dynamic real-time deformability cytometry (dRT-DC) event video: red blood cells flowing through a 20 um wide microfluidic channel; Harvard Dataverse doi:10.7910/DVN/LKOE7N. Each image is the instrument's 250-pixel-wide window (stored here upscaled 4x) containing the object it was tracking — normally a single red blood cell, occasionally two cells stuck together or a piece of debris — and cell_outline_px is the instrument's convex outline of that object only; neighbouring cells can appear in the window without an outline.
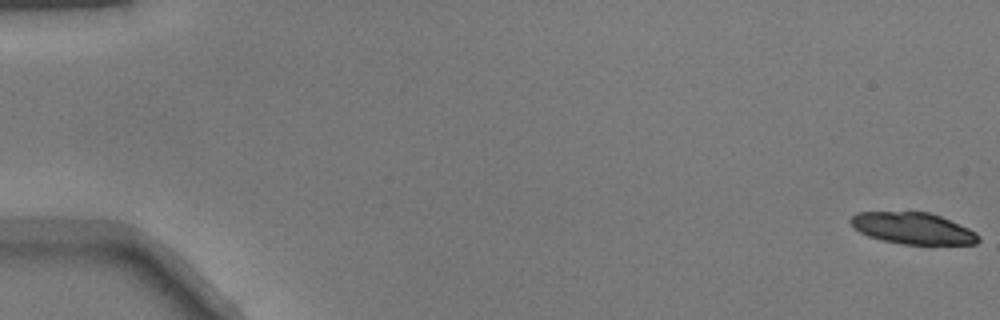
{"species": "common noctule bat (a hibernating species)", "species_latin": "Nyctalus noctula", "temperature_condition": "warm", "stored_images_in_passage": 51, "segment_of_instrument_passage": [1, 2], "camera_frame_rate_fps": 3000, "um_per_image_px": 0.085, "animal": {"sex": "male", "body_mass_g": 17.9}, "frame": {"image": 1, "passage_image": 1, "time_ms": 0.0, "image_size_px": [1000, 320], "cell_outline_px": [[980, 240], [976, 244], [904, 244], [884, 240], [868, 236], [860, 232], [848, 220], [856, 212], [928, 212], [940, 216], [968, 228], [976, 232], [980, 236]], "centroid_in_image_um": [77.6, 19.4], "position_along_channel_um": 7.4, "area_um2": 23.24}}
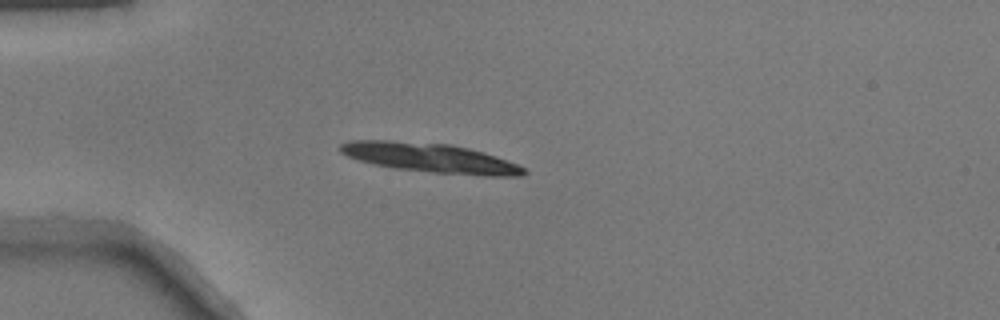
{"frame": {"image": 2, "passage_image": 15, "time_ms": 4.667, "image_size_px": [1000, 320], "cell_outline_px": [[528, 172], [520, 176], [492, 176], [436, 172], [396, 168], [372, 164], [356, 160], [340, 152], [336, 148], [340, 144], [348, 140], [388, 140], [452, 144], [484, 152], [496, 156], [516, 164], [524, 168]], "centroid_in_image_um": [36.5, 13.4], "position_along_channel_um": 48.5, "area_um2": 31.33}}